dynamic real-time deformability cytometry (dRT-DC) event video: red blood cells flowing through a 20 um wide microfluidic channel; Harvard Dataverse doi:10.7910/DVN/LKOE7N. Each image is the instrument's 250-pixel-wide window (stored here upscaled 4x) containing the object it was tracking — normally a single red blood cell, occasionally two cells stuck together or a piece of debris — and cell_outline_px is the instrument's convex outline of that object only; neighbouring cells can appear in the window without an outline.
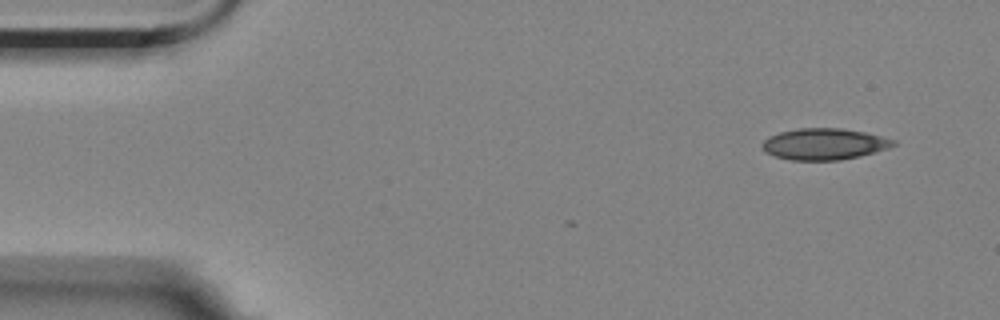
{"species": "Egyptian fruit bat (a non-hibernating species)", "species_latin": "Rousettus aegyptiacus", "temperature_condition": "room temperature", "stored_images_in_passage": 3, "camera_frame_rate_fps": 3000, "um_per_image_px": 0.085, "animal": {"sex": "female"}, "frame": {"image": 1, "passage_image": 1, "time_ms": 0.0, "image_size_px": [1000, 320], "cell_outline_px": [[896, 144], [888, 148], [860, 156], [840, 160], [792, 160], [776, 156], [764, 152], [760, 144], [768, 136], [780, 132], [800, 128], [840, 128], [864, 132], [896, 140]], "centroid_in_image_um": [70.03, 12.24], "position_along_channel_um": 15.0, "area_um2": 23.93}}